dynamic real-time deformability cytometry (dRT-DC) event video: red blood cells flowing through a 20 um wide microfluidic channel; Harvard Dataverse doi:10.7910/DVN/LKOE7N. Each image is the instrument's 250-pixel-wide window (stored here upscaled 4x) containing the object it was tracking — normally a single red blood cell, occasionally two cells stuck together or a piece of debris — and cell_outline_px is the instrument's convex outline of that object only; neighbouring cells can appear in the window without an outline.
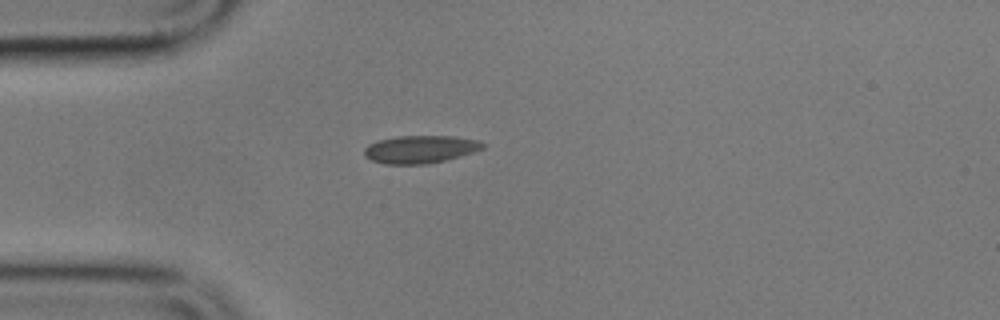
{"species": "common noctule bat (a hibernating species)", "species_latin": "Nyctalus noctula", "temperature_condition": "cold", "stored_images_in_passage": 11, "camera_frame_rate_fps": 3000, "um_per_image_px": 0.085, "animal": {"sex": "male", "body_mass_g": 17.9}, "frame": {"image": 1, "passage_image": 4, "time_ms": 4.333, "image_size_px": [1000, 320], "cell_outline_px": [[488, 144], [484, 148], [460, 156], [428, 164], [384, 164], [372, 160], [364, 156], [364, 148], [368, 144], [376, 140], [396, 136], [452, 136], [480, 140]], "centroid_in_image_um": [35.72, 12.68], "position_along_channel_um": 49.3, "area_um2": 19.36}}
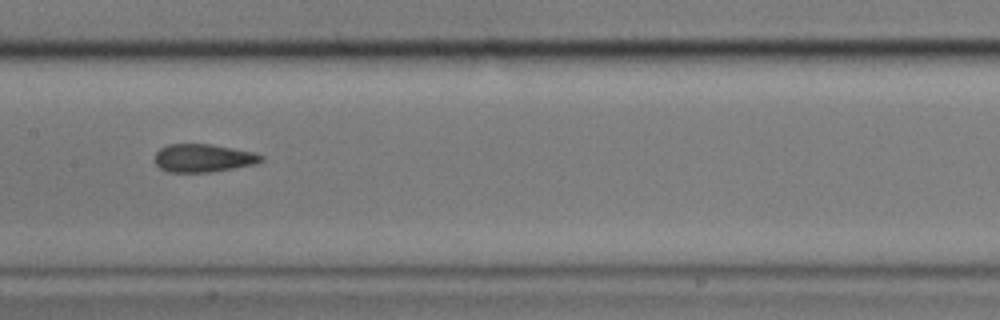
{"frame": {"image": 2, "passage_image": 8, "time_ms": 8.667, "image_size_px": [1000, 320], "cell_outline_px": [[264, 160], [256, 164], [208, 172], [168, 172], [160, 168], [156, 164], [156, 152], [160, 148], [168, 144], [212, 144], [256, 152], [264, 156]], "centroid_in_image_um": [17.31, 13.42], "position_along_channel_um": 190.1, "area_um2": 17.46}}
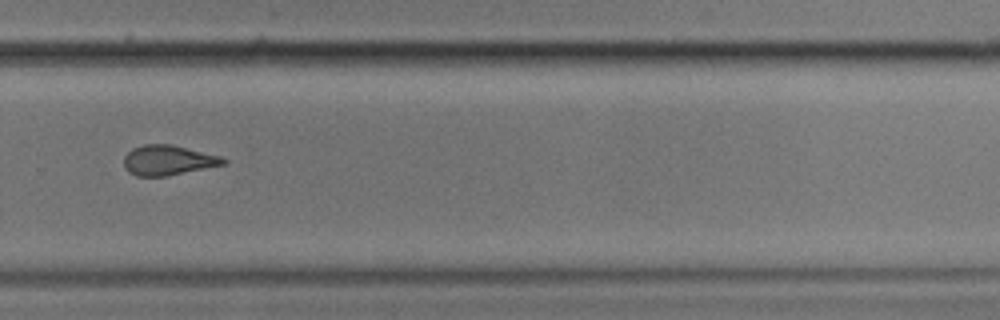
{"frame": {"image": 3, "passage_image": 11, "time_ms": 12.333, "image_size_px": [1000, 320], "cell_outline_px": [[228, 164], [164, 176], [136, 176], [128, 172], [124, 168], [124, 156], [132, 148], [144, 144], [168, 144], [220, 156], [228, 160]], "centroid_in_image_um": [14.27, 13.62], "position_along_channel_um": 315.5, "area_um2": 17.28}}